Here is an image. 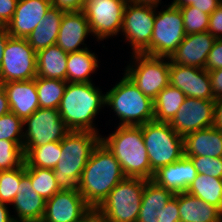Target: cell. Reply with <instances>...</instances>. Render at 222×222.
<instances>
[{
    "label": "cell",
    "instance_id": "cell-22",
    "mask_svg": "<svg viewBox=\"0 0 222 222\" xmlns=\"http://www.w3.org/2000/svg\"><path fill=\"white\" fill-rule=\"evenodd\" d=\"M88 33H91V30L83 11L64 12L56 45L66 53L87 49V47L79 48L78 46L86 45L84 39Z\"/></svg>",
    "mask_w": 222,
    "mask_h": 222
},
{
    "label": "cell",
    "instance_id": "cell-18",
    "mask_svg": "<svg viewBox=\"0 0 222 222\" xmlns=\"http://www.w3.org/2000/svg\"><path fill=\"white\" fill-rule=\"evenodd\" d=\"M215 40L208 31L188 34L169 59L173 64L205 69Z\"/></svg>",
    "mask_w": 222,
    "mask_h": 222
},
{
    "label": "cell",
    "instance_id": "cell-31",
    "mask_svg": "<svg viewBox=\"0 0 222 222\" xmlns=\"http://www.w3.org/2000/svg\"><path fill=\"white\" fill-rule=\"evenodd\" d=\"M34 80L40 108L58 109L67 81L38 76Z\"/></svg>",
    "mask_w": 222,
    "mask_h": 222
},
{
    "label": "cell",
    "instance_id": "cell-48",
    "mask_svg": "<svg viewBox=\"0 0 222 222\" xmlns=\"http://www.w3.org/2000/svg\"><path fill=\"white\" fill-rule=\"evenodd\" d=\"M9 37H10V34L8 33L6 26L0 25V67L3 61L4 48L7 44Z\"/></svg>",
    "mask_w": 222,
    "mask_h": 222
},
{
    "label": "cell",
    "instance_id": "cell-29",
    "mask_svg": "<svg viewBox=\"0 0 222 222\" xmlns=\"http://www.w3.org/2000/svg\"><path fill=\"white\" fill-rule=\"evenodd\" d=\"M186 192L216 206L222 213V179L197 174Z\"/></svg>",
    "mask_w": 222,
    "mask_h": 222
},
{
    "label": "cell",
    "instance_id": "cell-33",
    "mask_svg": "<svg viewBox=\"0 0 222 222\" xmlns=\"http://www.w3.org/2000/svg\"><path fill=\"white\" fill-rule=\"evenodd\" d=\"M174 196V194L159 186L155 181L147 180L143 189L140 210H160L167 202Z\"/></svg>",
    "mask_w": 222,
    "mask_h": 222
},
{
    "label": "cell",
    "instance_id": "cell-16",
    "mask_svg": "<svg viewBox=\"0 0 222 222\" xmlns=\"http://www.w3.org/2000/svg\"><path fill=\"white\" fill-rule=\"evenodd\" d=\"M169 78L170 85L180 89L186 97L215 100L206 69L173 64L170 61Z\"/></svg>",
    "mask_w": 222,
    "mask_h": 222
},
{
    "label": "cell",
    "instance_id": "cell-11",
    "mask_svg": "<svg viewBox=\"0 0 222 222\" xmlns=\"http://www.w3.org/2000/svg\"><path fill=\"white\" fill-rule=\"evenodd\" d=\"M156 7L128 1L123 14L122 33L132 46V53L150 55Z\"/></svg>",
    "mask_w": 222,
    "mask_h": 222
},
{
    "label": "cell",
    "instance_id": "cell-1",
    "mask_svg": "<svg viewBox=\"0 0 222 222\" xmlns=\"http://www.w3.org/2000/svg\"><path fill=\"white\" fill-rule=\"evenodd\" d=\"M124 178L116 157L100 141L83 169L78 191L86 203L96 210Z\"/></svg>",
    "mask_w": 222,
    "mask_h": 222
},
{
    "label": "cell",
    "instance_id": "cell-38",
    "mask_svg": "<svg viewBox=\"0 0 222 222\" xmlns=\"http://www.w3.org/2000/svg\"><path fill=\"white\" fill-rule=\"evenodd\" d=\"M188 158L193 162L197 174L222 179V157L195 156Z\"/></svg>",
    "mask_w": 222,
    "mask_h": 222
},
{
    "label": "cell",
    "instance_id": "cell-23",
    "mask_svg": "<svg viewBox=\"0 0 222 222\" xmlns=\"http://www.w3.org/2000/svg\"><path fill=\"white\" fill-rule=\"evenodd\" d=\"M184 156L222 157V131L214 126L186 134Z\"/></svg>",
    "mask_w": 222,
    "mask_h": 222
},
{
    "label": "cell",
    "instance_id": "cell-9",
    "mask_svg": "<svg viewBox=\"0 0 222 222\" xmlns=\"http://www.w3.org/2000/svg\"><path fill=\"white\" fill-rule=\"evenodd\" d=\"M168 6L155 15L150 56L170 58L186 36L180 8Z\"/></svg>",
    "mask_w": 222,
    "mask_h": 222
},
{
    "label": "cell",
    "instance_id": "cell-51",
    "mask_svg": "<svg viewBox=\"0 0 222 222\" xmlns=\"http://www.w3.org/2000/svg\"><path fill=\"white\" fill-rule=\"evenodd\" d=\"M79 222H104V221L96 210H92Z\"/></svg>",
    "mask_w": 222,
    "mask_h": 222
},
{
    "label": "cell",
    "instance_id": "cell-17",
    "mask_svg": "<svg viewBox=\"0 0 222 222\" xmlns=\"http://www.w3.org/2000/svg\"><path fill=\"white\" fill-rule=\"evenodd\" d=\"M17 212L14 222H41L45 213L46 200L36 191L25 173V163L20 167V185L12 203Z\"/></svg>",
    "mask_w": 222,
    "mask_h": 222
},
{
    "label": "cell",
    "instance_id": "cell-13",
    "mask_svg": "<svg viewBox=\"0 0 222 222\" xmlns=\"http://www.w3.org/2000/svg\"><path fill=\"white\" fill-rule=\"evenodd\" d=\"M129 0H86L83 12L91 33L98 40L116 36L122 29L124 9Z\"/></svg>",
    "mask_w": 222,
    "mask_h": 222
},
{
    "label": "cell",
    "instance_id": "cell-20",
    "mask_svg": "<svg viewBox=\"0 0 222 222\" xmlns=\"http://www.w3.org/2000/svg\"><path fill=\"white\" fill-rule=\"evenodd\" d=\"M196 176L197 171L193 162L183 156L176 162L161 167L154 173L152 180L173 194H179L187 191Z\"/></svg>",
    "mask_w": 222,
    "mask_h": 222
},
{
    "label": "cell",
    "instance_id": "cell-2",
    "mask_svg": "<svg viewBox=\"0 0 222 222\" xmlns=\"http://www.w3.org/2000/svg\"><path fill=\"white\" fill-rule=\"evenodd\" d=\"M100 141L116 157L125 177L153 179L142 125L119 126L107 138L101 137Z\"/></svg>",
    "mask_w": 222,
    "mask_h": 222
},
{
    "label": "cell",
    "instance_id": "cell-32",
    "mask_svg": "<svg viewBox=\"0 0 222 222\" xmlns=\"http://www.w3.org/2000/svg\"><path fill=\"white\" fill-rule=\"evenodd\" d=\"M25 173L30 177L33 189L46 201L61 191L55 179L53 169L26 167Z\"/></svg>",
    "mask_w": 222,
    "mask_h": 222
},
{
    "label": "cell",
    "instance_id": "cell-47",
    "mask_svg": "<svg viewBox=\"0 0 222 222\" xmlns=\"http://www.w3.org/2000/svg\"><path fill=\"white\" fill-rule=\"evenodd\" d=\"M158 211L140 210L137 222H158Z\"/></svg>",
    "mask_w": 222,
    "mask_h": 222
},
{
    "label": "cell",
    "instance_id": "cell-14",
    "mask_svg": "<svg viewBox=\"0 0 222 222\" xmlns=\"http://www.w3.org/2000/svg\"><path fill=\"white\" fill-rule=\"evenodd\" d=\"M215 100L186 97L169 122L181 136L213 126Z\"/></svg>",
    "mask_w": 222,
    "mask_h": 222
},
{
    "label": "cell",
    "instance_id": "cell-37",
    "mask_svg": "<svg viewBox=\"0 0 222 222\" xmlns=\"http://www.w3.org/2000/svg\"><path fill=\"white\" fill-rule=\"evenodd\" d=\"M20 185V167L0 171V202L11 204Z\"/></svg>",
    "mask_w": 222,
    "mask_h": 222
},
{
    "label": "cell",
    "instance_id": "cell-43",
    "mask_svg": "<svg viewBox=\"0 0 222 222\" xmlns=\"http://www.w3.org/2000/svg\"><path fill=\"white\" fill-rule=\"evenodd\" d=\"M18 0H0V25L7 26L12 20Z\"/></svg>",
    "mask_w": 222,
    "mask_h": 222
},
{
    "label": "cell",
    "instance_id": "cell-44",
    "mask_svg": "<svg viewBox=\"0 0 222 222\" xmlns=\"http://www.w3.org/2000/svg\"><path fill=\"white\" fill-rule=\"evenodd\" d=\"M52 7L64 12L83 11L86 0H51Z\"/></svg>",
    "mask_w": 222,
    "mask_h": 222
},
{
    "label": "cell",
    "instance_id": "cell-12",
    "mask_svg": "<svg viewBox=\"0 0 222 222\" xmlns=\"http://www.w3.org/2000/svg\"><path fill=\"white\" fill-rule=\"evenodd\" d=\"M23 125L27 126L23 136V148L62 141L71 131L61 119L58 109L38 108L23 121Z\"/></svg>",
    "mask_w": 222,
    "mask_h": 222
},
{
    "label": "cell",
    "instance_id": "cell-21",
    "mask_svg": "<svg viewBox=\"0 0 222 222\" xmlns=\"http://www.w3.org/2000/svg\"><path fill=\"white\" fill-rule=\"evenodd\" d=\"M1 86L7 94L10 112L21 120L24 121L40 108L34 79L5 82Z\"/></svg>",
    "mask_w": 222,
    "mask_h": 222
},
{
    "label": "cell",
    "instance_id": "cell-40",
    "mask_svg": "<svg viewBox=\"0 0 222 222\" xmlns=\"http://www.w3.org/2000/svg\"><path fill=\"white\" fill-rule=\"evenodd\" d=\"M222 0H174L171 4L175 7H197L206 14H211L220 4Z\"/></svg>",
    "mask_w": 222,
    "mask_h": 222
},
{
    "label": "cell",
    "instance_id": "cell-35",
    "mask_svg": "<svg viewBox=\"0 0 222 222\" xmlns=\"http://www.w3.org/2000/svg\"><path fill=\"white\" fill-rule=\"evenodd\" d=\"M184 30L186 35L206 32L209 27V14L199 10L197 7H181Z\"/></svg>",
    "mask_w": 222,
    "mask_h": 222
},
{
    "label": "cell",
    "instance_id": "cell-34",
    "mask_svg": "<svg viewBox=\"0 0 222 222\" xmlns=\"http://www.w3.org/2000/svg\"><path fill=\"white\" fill-rule=\"evenodd\" d=\"M25 163L23 145L14 141L0 140V171L12 170Z\"/></svg>",
    "mask_w": 222,
    "mask_h": 222
},
{
    "label": "cell",
    "instance_id": "cell-25",
    "mask_svg": "<svg viewBox=\"0 0 222 222\" xmlns=\"http://www.w3.org/2000/svg\"><path fill=\"white\" fill-rule=\"evenodd\" d=\"M63 15L64 11L51 6L40 24L26 38L36 53L56 44Z\"/></svg>",
    "mask_w": 222,
    "mask_h": 222
},
{
    "label": "cell",
    "instance_id": "cell-19",
    "mask_svg": "<svg viewBox=\"0 0 222 222\" xmlns=\"http://www.w3.org/2000/svg\"><path fill=\"white\" fill-rule=\"evenodd\" d=\"M52 6L51 0H18L6 28L11 37L27 38Z\"/></svg>",
    "mask_w": 222,
    "mask_h": 222
},
{
    "label": "cell",
    "instance_id": "cell-41",
    "mask_svg": "<svg viewBox=\"0 0 222 222\" xmlns=\"http://www.w3.org/2000/svg\"><path fill=\"white\" fill-rule=\"evenodd\" d=\"M222 68V38H216L205 65L207 71Z\"/></svg>",
    "mask_w": 222,
    "mask_h": 222
},
{
    "label": "cell",
    "instance_id": "cell-10",
    "mask_svg": "<svg viewBox=\"0 0 222 222\" xmlns=\"http://www.w3.org/2000/svg\"><path fill=\"white\" fill-rule=\"evenodd\" d=\"M0 67V83L25 81L37 76L36 52L26 38L9 37Z\"/></svg>",
    "mask_w": 222,
    "mask_h": 222
},
{
    "label": "cell",
    "instance_id": "cell-24",
    "mask_svg": "<svg viewBox=\"0 0 222 222\" xmlns=\"http://www.w3.org/2000/svg\"><path fill=\"white\" fill-rule=\"evenodd\" d=\"M180 222H222L219 208L187 192L178 194Z\"/></svg>",
    "mask_w": 222,
    "mask_h": 222
},
{
    "label": "cell",
    "instance_id": "cell-52",
    "mask_svg": "<svg viewBox=\"0 0 222 222\" xmlns=\"http://www.w3.org/2000/svg\"><path fill=\"white\" fill-rule=\"evenodd\" d=\"M133 3H138V4H144V5H151L154 7H158V4L161 0H129Z\"/></svg>",
    "mask_w": 222,
    "mask_h": 222
},
{
    "label": "cell",
    "instance_id": "cell-4",
    "mask_svg": "<svg viewBox=\"0 0 222 222\" xmlns=\"http://www.w3.org/2000/svg\"><path fill=\"white\" fill-rule=\"evenodd\" d=\"M102 105L105 106V94L93 83L67 82L58 110L70 130L98 133L93 120Z\"/></svg>",
    "mask_w": 222,
    "mask_h": 222
},
{
    "label": "cell",
    "instance_id": "cell-6",
    "mask_svg": "<svg viewBox=\"0 0 222 222\" xmlns=\"http://www.w3.org/2000/svg\"><path fill=\"white\" fill-rule=\"evenodd\" d=\"M142 134L153 173L184 156L183 136L169 123L149 121L142 125Z\"/></svg>",
    "mask_w": 222,
    "mask_h": 222
},
{
    "label": "cell",
    "instance_id": "cell-46",
    "mask_svg": "<svg viewBox=\"0 0 222 222\" xmlns=\"http://www.w3.org/2000/svg\"><path fill=\"white\" fill-rule=\"evenodd\" d=\"M213 126L222 131V98L215 99Z\"/></svg>",
    "mask_w": 222,
    "mask_h": 222
},
{
    "label": "cell",
    "instance_id": "cell-30",
    "mask_svg": "<svg viewBox=\"0 0 222 222\" xmlns=\"http://www.w3.org/2000/svg\"><path fill=\"white\" fill-rule=\"evenodd\" d=\"M26 167L54 169L61 156V141L50 142L34 148H23Z\"/></svg>",
    "mask_w": 222,
    "mask_h": 222
},
{
    "label": "cell",
    "instance_id": "cell-7",
    "mask_svg": "<svg viewBox=\"0 0 222 222\" xmlns=\"http://www.w3.org/2000/svg\"><path fill=\"white\" fill-rule=\"evenodd\" d=\"M146 179L125 177L96 209L104 222H137Z\"/></svg>",
    "mask_w": 222,
    "mask_h": 222
},
{
    "label": "cell",
    "instance_id": "cell-49",
    "mask_svg": "<svg viewBox=\"0 0 222 222\" xmlns=\"http://www.w3.org/2000/svg\"><path fill=\"white\" fill-rule=\"evenodd\" d=\"M10 112V106L7 98V94L3 87H0V117Z\"/></svg>",
    "mask_w": 222,
    "mask_h": 222
},
{
    "label": "cell",
    "instance_id": "cell-15",
    "mask_svg": "<svg viewBox=\"0 0 222 222\" xmlns=\"http://www.w3.org/2000/svg\"><path fill=\"white\" fill-rule=\"evenodd\" d=\"M92 210L78 190H61L46 201L41 222H79Z\"/></svg>",
    "mask_w": 222,
    "mask_h": 222
},
{
    "label": "cell",
    "instance_id": "cell-27",
    "mask_svg": "<svg viewBox=\"0 0 222 222\" xmlns=\"http://www.w3.org/2000/svg\"><path fill=\"white\" fill-rule=\"evenodd\" d=\"M98 59L89 49L68 53L67 57V82L88 83L92 82L89 75L98 68Z\"/></svg>",
    "mask_w": 222,
    "mask_h": 222
},
{
    "label": "cell",
    "instance_id": "cell-50",
    "mask_svg": "<svg viewBox=\"0 0 222 222\" xmlns=\"http://www.w3.org/2000/svg\"><path fill=\"white\" fill-rule=\"evenodd\" d=\"M14 217H11L6 204L0 202V222H14Z\"/></svg>",
    "mask_w": 222,
    "mask_h": 222
},
{
    "label": "cell",
    "instance_id": "cell-45",
    "mask_svg": "<svg viewBox=\"0 0 222 222\" xmlns=\"http://www.w3.org/2000/svg\"><path fill=\"white\" fill-rule=\"evenodd\" d=\"M214 99L222 98V68L208 71Z\"/></svg>",
    "mask_w": 222,
    "mask_h": 222
},
{
    "label": "cell",
    "instance_id": "cell-42",
    "mask_svg": "<svg viewBox=\"0 0 222 222\" xmlns=\"http://www.w3.org/2000/svg\"><path fill=\"white\" fill-rule=\"evenodd\" d=\"M207 31L215 38H222V3L210 14Z\"/></svg>",
    "mask_w": 222,
    "mask_h": 222
},
{
    "label": "cell",
    "instance_id": "cell-39",
    "mask_svg": "<svg viewBox=\"0 0 222 222\" xmlns=\"http://www.w3.org/2000/svg\"><path fill=\"white\" fill-rule=\"evenodd\" d=\"M178 210V194H174L167 204L158 210V222H180Z\"/></svg>",
    "mask_w": 222,
    "mask_h": 222
},
{
    "label": "cell",
    "instance_id": "cell-26",
    "mask_svg": "<svg viewBox=\"0 0 222 222\" xmlns=\"http://www.w3.org/2000/svg\"><path fill=\"white\" fill-rule=\"evenodd\" d=\"M67 57L56 44L40 50L36 53L37 76L67 81Z\"/></svg>",
    "mask_w": 222,
    "mask_h": 222
},
{
    "label": "cell",
    "instance_id": "cell-36",
    "mask_svg": "<svg viewBox=\"0 0 222 222\" xmlns=\"http://www.w3.org/2000/svg\"><path fill=\"white\" fill-rule=\"evenodd\" d=\"M23 120L15 113L8 112L0 117V140L14 141L17 145H23Z\"/></svg>",
    "mask_w": 222,
    "mask_h": 222
},
{
    "label": "cell",
    "instance_id": "cell-8",
    "mask_svg": "<svg viewBox=\"0 0 222 222\" xmlns=\"http://www.w3.org/2000/svg\"><path fill=\"white\" fill-rule=\"evenodd\" d=\"M136 64L126 67L125 74L137 88L151 100L170 84V59L150 56L143 53H132ZM164 59L168 60L165 61ZM135 67V68H134Z\"/></svg>",
    "mask_w": 222,
    "mask_h": 222
},
{
    "label": "cell",
    "instance_id": "cell-5",
    "mask_svg": "<svg viewBox=\"0 0 222 222\" xmlns=\"http://www.w3.org/2000/svg\"><path fill=\"white\" fill-rule=\"evenodd\" d=\"M105 105L114 110L120 119L119 126H140L154 120V101L145 96L126 74L106 92Z\"/></svg>",
    "mask_w": 222,
    "mask_h": 222
},
{
    "label": "cell",
    "instance_id": "cell-3",
    "mask_svg": "<svg viewBox=\"0 0 222 222\" xmlns=\"http://www.w3.org/2000/svg\"><path fill=\"white\" fill-rule=\"evenodd\" d=\"M99 133L71 130L61 141V156L53 173L60 190H78V185Z\"/></svg>",
    "mask_w": 222,
    "mask_h": 222
},
{
    "label": "cell",
    "instance_id": "cell-28",
    "mask_svg": "<svg viewBox=\"0 0 222 222\" xmlns=\"http://www.w3.org/2000/svg\"><path fill=\"white\" fill-rule=\"evenodd\" d=\"M185 98V94L180 89L167 85L154 100V120L169 123Z\"/></svg>",
    "mask_w": 222,
    "mask_h": 222
}]
</instances>
